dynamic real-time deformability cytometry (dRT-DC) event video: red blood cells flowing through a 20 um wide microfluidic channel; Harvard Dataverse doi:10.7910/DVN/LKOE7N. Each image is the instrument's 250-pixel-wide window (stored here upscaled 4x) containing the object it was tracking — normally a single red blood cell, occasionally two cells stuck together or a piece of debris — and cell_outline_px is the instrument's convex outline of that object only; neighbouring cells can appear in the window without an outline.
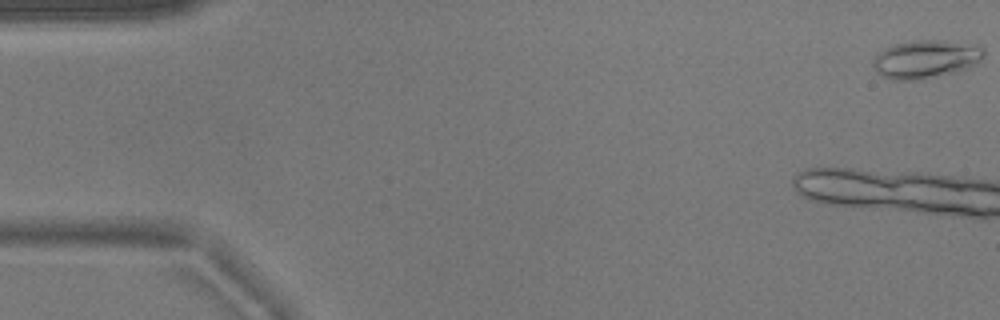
{"species": "common noctule bat (a hibernating species)", "species_latin": "Nyctalus noctula", "temperature_condition": "warm", "stored_images_in_passage": 12, "camera_frame_rate_fps": 3000, "um_per_image_px": 0.085, "animal": {"sex": "male", "body_mass_g": 17.9}, "frame": {"image": 1, "passage_image": 1, "time_ms": 0.0, "image_size_px": [1000, 320], "cell_outline_px": [[984, 56], [980, 60], [968, 68], [956, 72], [916, 80], [896, 80], [884, 76], [876, 72], [872, 68], [872, 60], [884, 48], [892, 44], [916, 40], [944, 40], [980, 44], [984, 48]], "centroid_in_image_um": [78.71, 5.0], "position_along_channel_um": 6.3, "area_um2": 24.91}}